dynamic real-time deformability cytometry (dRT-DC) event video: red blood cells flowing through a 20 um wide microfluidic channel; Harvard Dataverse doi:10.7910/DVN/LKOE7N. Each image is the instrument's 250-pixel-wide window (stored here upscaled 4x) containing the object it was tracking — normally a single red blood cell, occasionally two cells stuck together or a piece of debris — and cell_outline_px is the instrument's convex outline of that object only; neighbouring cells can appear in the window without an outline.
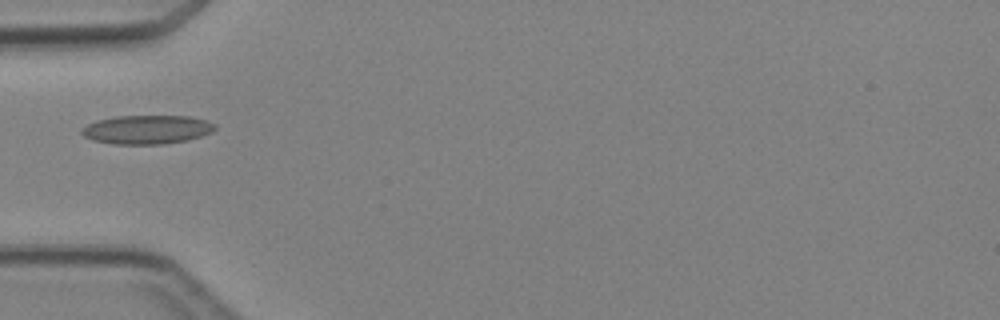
{"species": "Egyptian fruit bat (a non-hibernating species)", "species_latin": "Rousettus aegyptiacus", "temperature_condition": "cold", "stored_images_in_passage": 2, "camera_frame_rate_fps": 3000, "um_per_image_px": 0.085, "animal": {"sex": "female"}, "frame": {"image": 1, "passage_image": 1, "time_ms": 0.0, "image_size_px": [1000, 320], "cell_outline_px": [[216, 128], [212, 132], [188, 140], [164, 144], [112, 144], [92, 140], [84, 136], [80, 132], [80, 128], [96, 120], [116, 116], [188, 116], [208, 120], [216, 124]], "centroid_in_image_um": [12.48, 11.01], "position_along_channel_um": 72.5, "area_um2": 22.6}}
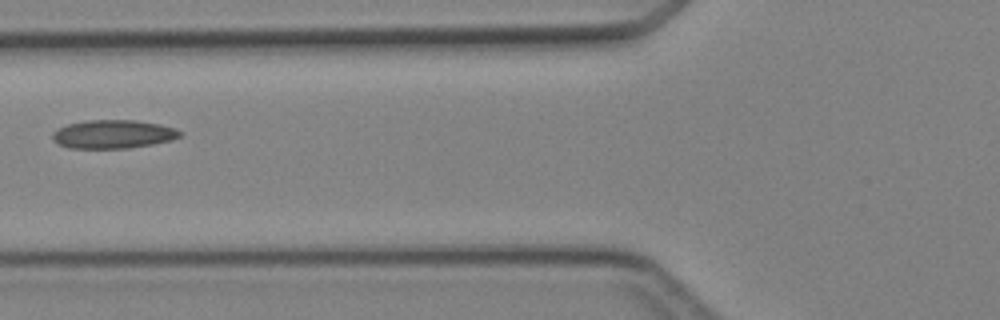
{"frame": {"image": 2, "passage_image": 2, "time_ms": 1.0, "image_size_px": [1000, 320], "cell_outline_px": [[184, 132], [180, 136], [172, 140], [152, 144], [128, 148], [68, 148], [52, 140], [52, 132], [56, 128], [68, 124], [88, 120], [136, 120], [160, 124], [176, 128]], "centroid_in_image_um": [9.62, 11.4], "position_along_channel_um": 116.2, "area_um2": 21.33}}